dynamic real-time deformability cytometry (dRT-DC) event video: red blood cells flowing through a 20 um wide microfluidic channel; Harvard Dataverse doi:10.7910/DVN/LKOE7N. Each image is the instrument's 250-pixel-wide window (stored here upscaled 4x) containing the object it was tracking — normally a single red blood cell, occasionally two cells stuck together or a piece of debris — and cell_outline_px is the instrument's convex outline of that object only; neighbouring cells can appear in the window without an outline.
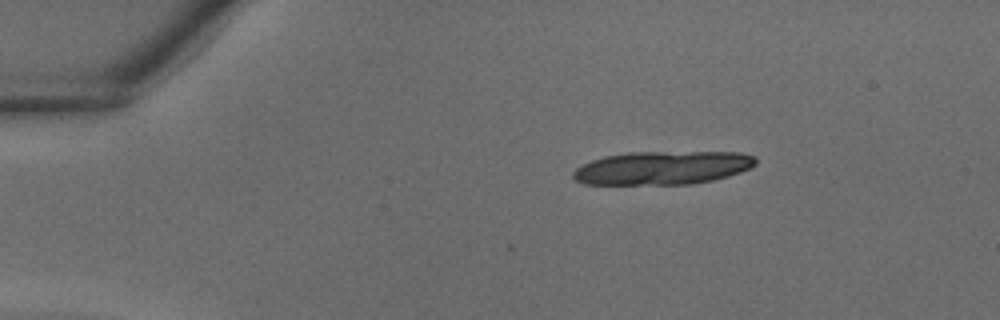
{"species": "common noctule bat (a hibernating species)", "species_latin": "Nyctalus noctula", "temperature_condition": "warm", "stored_images_in_passage": 9, "camera_frame_rate_fps": 3000, "um_per_image_px": 0.085, "animal": {"sex": "male", "body_mass_g": 18.8}, "frame": {"image": 1, "passage_image": 1, "time_ms": 0.0, "image_size_px": [1000, 320], "cell_outline_px": [[756, 164], [740, 172], [728, 176], [712, 180], [692, 184], [584, 184], [576, 180], [572, 176], [572, 172], [576, 168], [592, 160], [604, 156], [628, 152], [740, 152], [756, 156]], "centroid_in_image_um": [56.32, 14.26], "position_along_channel_um": 28.7, "area_um2": 35.55}}